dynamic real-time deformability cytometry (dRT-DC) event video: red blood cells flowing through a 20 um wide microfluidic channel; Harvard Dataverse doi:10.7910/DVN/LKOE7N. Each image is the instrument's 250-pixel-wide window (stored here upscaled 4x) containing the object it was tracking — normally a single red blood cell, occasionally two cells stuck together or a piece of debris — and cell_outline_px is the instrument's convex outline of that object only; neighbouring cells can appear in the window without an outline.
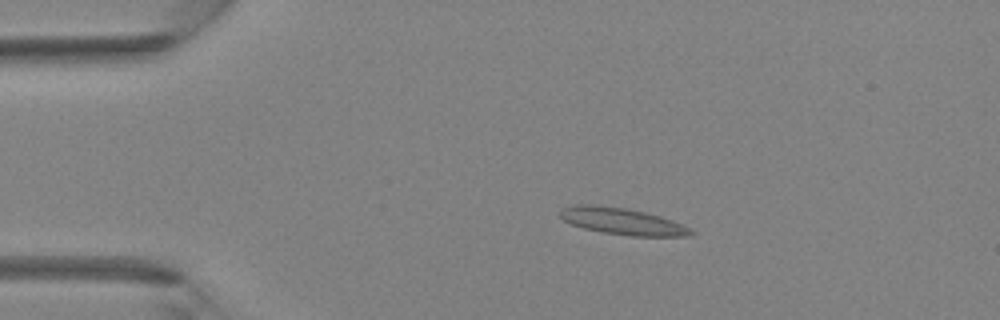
{"species": "Egyptian fruit bat (a non-hibernating species)", "species_latin": "Rousettus aegyptiacus", "temperature_condition": "room temperature", "stored_images_in_passage": 5, "camera_frame_rate_fps": 3000, "um_per_image_px": 0.085, "animal": {"sex": "female"}, "frame": {"image": 1, "passage_image": 3, "time_ms": 2.0, "image_size_px": [1000, 320], "cell_outline_px": [[696, 232], [688, 236], [632, 236], [604, 232], [584, 228], [572, 224], [564, 220], [560, 216], [560, 212], [564, 208], [576, 204], [596, 204], [628, 208], [660, 216], [672, 220], [692, 228]], "centroid_in_image_um": [52.94, 18.8], "position_along_channel_um": 32.1, "area_um2": 20.35}}